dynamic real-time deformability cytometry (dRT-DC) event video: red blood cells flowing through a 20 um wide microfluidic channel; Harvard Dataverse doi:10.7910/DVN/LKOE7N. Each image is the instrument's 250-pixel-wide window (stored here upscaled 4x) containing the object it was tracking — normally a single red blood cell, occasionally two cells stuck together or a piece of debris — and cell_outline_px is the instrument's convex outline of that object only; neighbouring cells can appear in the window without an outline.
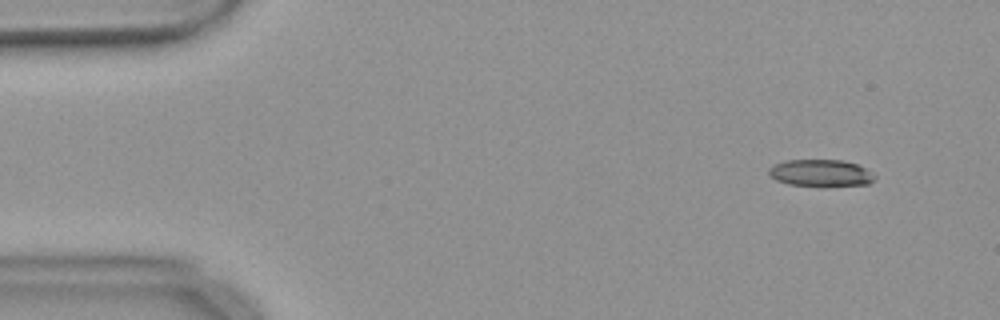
{"species": "common noctule bat (a hibernating species)", "species_latin": "Nyctalus noctula", "temperature_condition": "warm", "stored_images_in_passage": 55, "camera_frame_rate_fps": 3000, "um_per_image_px": 0.085, "animal": {"sex": "female", "body_mass_g": 18.4}, "frame": {"image": 1, "passage_image": 5, "time_ms": 1.333, "image_size_px": [1000, 320], "cell_outline_px": [[876, 180], [868, 184], [824, 188], [820, 188], [788, 184], [776, 180], [768, 176], [768, 168], [772, 164], [784, 160], [844, 160], [856, 164], [864, 168], [876, 176]], "centroid_in_image_um": [69.73, 14.74], "position_along_channel_um": 15.3, "area_um2": 17.4}}
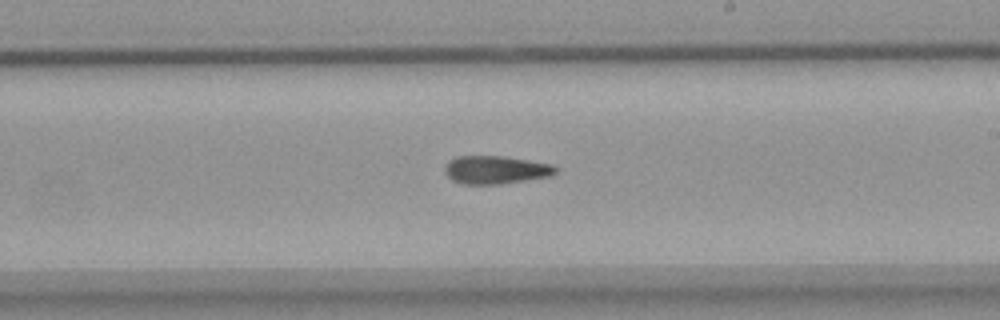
{"frame": {"image": 2, "passage_image": 32, "time_ms": 10.333, "image_size_px": [1000, 320], "cell_outline_px": [[556, 172], [552, 176], [500, 184], [460, 184], [452, 180], [444, 172], [444, 168], [448, 160], [456, 156], [500, 156], [528, 160], [552, 164], [556, 168]], "centroid_in_image_um": [42.1, 14.44], "position_along_channel_um": 246.9, "area_um2": 18.21}}
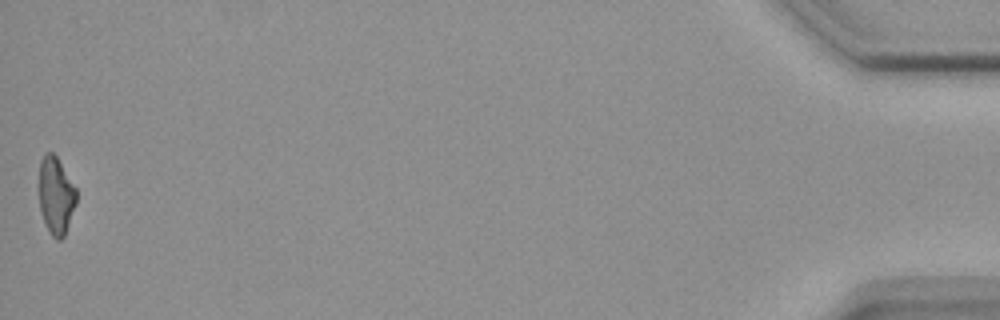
{"frame": {"image": 3, "passage_image": 55, "time_ms": 18.0, "image_size_px": [1000, 320], "cell_outline_px": [[76, 204], [64, 236], [60, 240], [56, 240], [52, 236], [44, 220], [40, 208], [36, 188], [40, 160], [44, 152], [52, 152], [56, 156], [76, 188]], "centroid_in_image_um": [4.7, 16.58], "position_along_channel_um": 430.5, "area_um2": 17.22}, "authors_computed_cell_mechanics": {"area_um2": 18.207, "velocity_mm_per_s": 3.696, "shape_relaxation_time_tau1_ms": null, "shape_relaxation_time_tau2_ms": 10.9138, "deformation_change_tau1": null, "deformation_change_tau2": 0.2535}}